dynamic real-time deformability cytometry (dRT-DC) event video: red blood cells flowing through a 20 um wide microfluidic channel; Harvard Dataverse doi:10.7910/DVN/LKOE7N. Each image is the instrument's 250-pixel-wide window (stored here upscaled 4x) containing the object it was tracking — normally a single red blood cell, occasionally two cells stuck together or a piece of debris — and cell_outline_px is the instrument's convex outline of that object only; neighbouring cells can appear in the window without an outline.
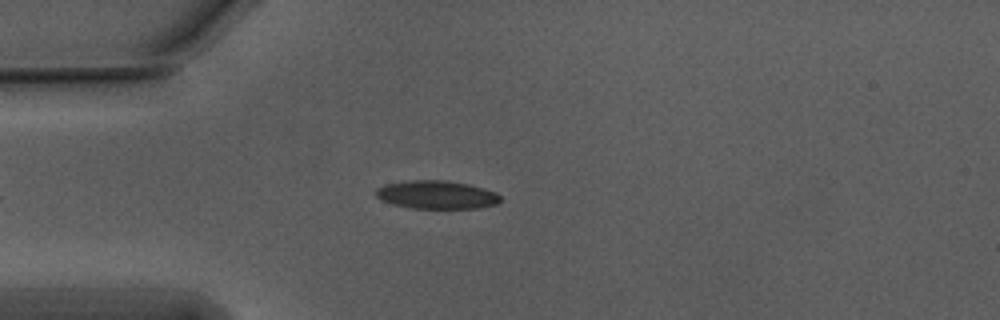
{"species": "Egyptian fruit bat (a non-hibernating species)", "species_latin": "Rousettus aegyptiacus", "temperature_condition": "warm", "stored_images_in_passage": 49, "camera_frame_rate_fps": 3000, "um_per_image_px": 0.085, "animal": {"sex": "male"}, "frame": {"image": 1, "passage_image": 9, "time_ms": 2.667, "image_size_px": [1000, 320], "cell_outline_px": [[500, 200], [496, 204], [480, 208], [412, 208], [392, 204], [380, 200], [376, 196], [376, 188], [384, 184], [408, 180], [444, 180], [468, 184], [496, 192], [500, 196]], "centroid_in_image_um": [37.08, 16.55], "position_along_channel_um": 47.9, "area_um2": 20.52}}
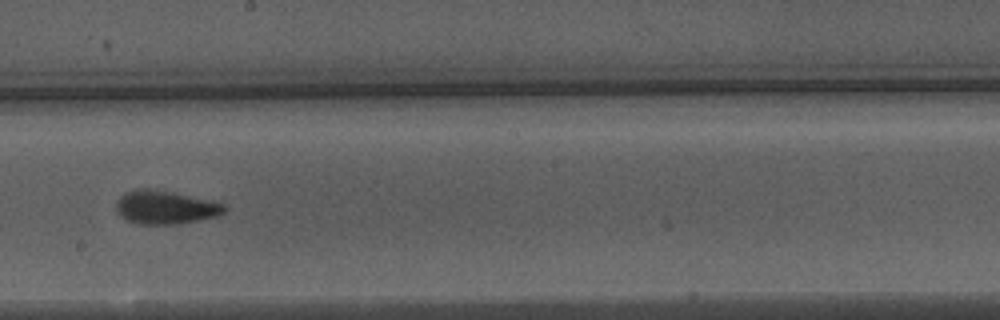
{"frame": {"image": 2, "passage_image": 25, "time_ms": 8.0, "image_size_px": [1000, 320], "cell_outline_px": [[228, 208], [220, 216], [180, 224], [136, 224], [120, 216], [116, 212], [116, 200], [124, 192], [136, 188], [148, 188], [172, 192], [208, 200], [224, 204]], "centroid_in_image_um": [14.03, 17.63], "position_along_channel_um": 234.2, "area_um2": 21.33}}
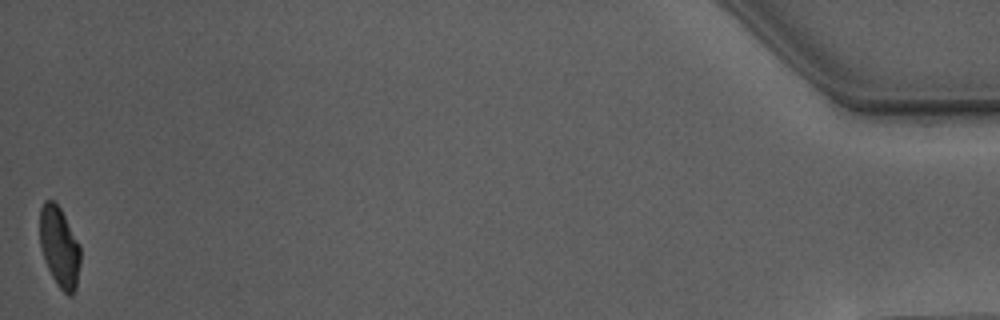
{"frame": {"image": 3, "passage_image": 49, "time_ms": 16.0, "image_size_px": [1000, 320], "cell_outline_px": [[80, 264], [76, 288], [72, 296], [68, 296], [60, 288], [52, 276], [44, 260], [40, 244], [40, 208], [44, 200], [52, 200], [60, 208], [80, 244]], "centroid_in_image_um": [5.06, 21.0], "position_along_channel_um": 430.1, "area_um2": 19.02}, "authors_computed_cell_mechanics": {"area_um2": 20.1722, "velocity_mm_per_s": 3.7408, "shape_relaxation_time_tau1_ms": 5.1486, "shape_relaxation_time_tau2_ms": 1.7902, "deformation_change_tau1": 0.1679, "deformation_change_tau2": 0.0787}}